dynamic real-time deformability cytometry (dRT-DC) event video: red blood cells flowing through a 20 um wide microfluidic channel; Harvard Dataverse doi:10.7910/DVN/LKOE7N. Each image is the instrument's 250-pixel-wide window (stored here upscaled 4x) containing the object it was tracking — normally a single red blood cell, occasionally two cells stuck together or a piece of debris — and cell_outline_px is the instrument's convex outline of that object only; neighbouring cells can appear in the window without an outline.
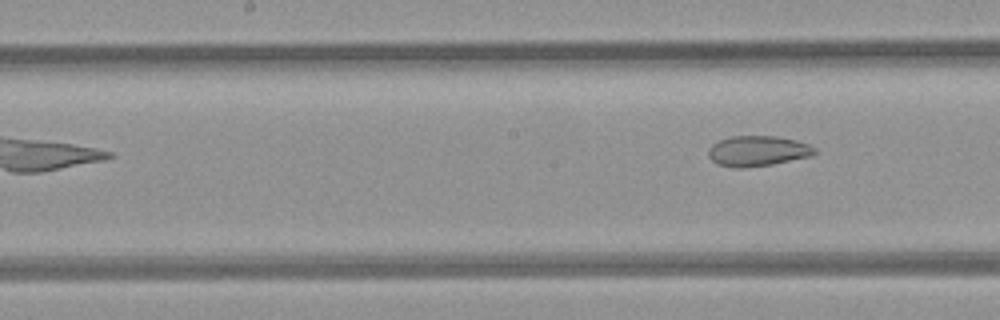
{"species": "common noctule bat (a hibernating species)", "species_latin": "Nyctalus noctula", "temperature_condition": "room temperature", "stored_images_in_passage": 6, "camera_frame_rate_fps": 3000, "um_per_image_px": 0.085, "animal": {"sex": "female", "body_mass_g": 21.9}, "frame": {"image": 1, "passage_image": 6, "time_ms": 6.0, "image_size_px": [1000, 320], "cell_outline_px": [[820, 152], [812, 156], [772, 164], [744, 168], [732, 168], [716, 164], [708, 156], [708, 148], [716, 140], [732, 136], [776, 136], [796, 140], [808, 144], [816, 148]], "centroid_in_image_um": [64.4, 12.83], "position_along_channel_um": 183.8, "area_um2": 19.19}}